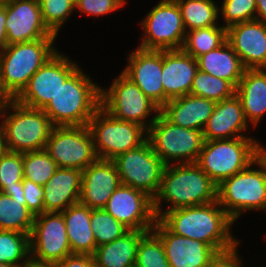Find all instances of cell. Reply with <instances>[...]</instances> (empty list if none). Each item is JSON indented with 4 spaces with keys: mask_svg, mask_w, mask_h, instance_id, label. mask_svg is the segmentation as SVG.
<instances>
[{
    "mask_svg": "<svg viewBox=\"0 0 266 267\" xmlns=\"http://www.w3.org/2000/svg\"><path fill=\"white\" fill-rule=\"evenodd\" d=\"M256 20L266 24V0H257Z\"/></svg>",
    "mask_w": 266,
    "mask_h": 267,
    "instance_id": "46",
    "label": "cell"
},
{
    "mask_svg": "<svg viewBox=\"0 0 266 267\" xmlns=\"http://www.w3.org/2000/svg\"><path fill=\"white\" fill-rule=\"evenodd\" d=\"M78 68V64L57 51L34 73L15 100L30 108L44 109Z\"/></svg>",
    "mask_w": 266,
    "mask_h": 267,
    "instance_id": "14",
    "label": "cell"
},
{
    "mask_svg": "<svg viewBox=\"0 0 266 267\" xmlns=\"http://www.w3.org/2000/svg\"><path fill=\"white\" fill-rule=\"evenodd\" d=\"M20 267H56L54 264L38 262L29 258L26 262H24Z\"/></svg>",
    "mask_w": 266,
    "mask_h": 267,
    "instance_id": "47",
    "label": "cell"
},
{
    "mask_svg": "<svg viewBox=\"0 0 266 267\" xmlns=\"http://www.w3.org/2000/svg\"><path fill=\"white\" fill-rule=\"evenodd\" d=\"M120 184L114 162L98 159L82 171L79 203L90 209H103Z\"/></svg>",
    "mask_w": 266,
    "mask_h": 267,
    "instance_id": "21",
    "label": "cell"
},
{
    "mask_svg": "<svg viewBox=\"0 0 266 267\" xmlns=\"http://www.w3.org/2000/svg\"><path fill=\"white\" fill-rule=\"evenodd\" d=\"M125 0H75V9L89 15H105L118 10Z\"/></svg>",
    "mask_w": 266,
    "mask_h": 267,
    "instance_id": "41",
    "label": "cell"
},
{
    "mask_svg": "<svg viewBox=\"0 0 266 267\" xmlns=\"http://www.w3.org/2000/svg\"><path fill=\"white\" fill-rule=\"evenodd\" d=\"M45 150L61 168L83 171L99 159L88 125L54 126Z\"/></svg>",
    "mask_w": 266,
    "mask_h": 267,
    "instance_id": "11",
    "label": "cell"
},
{
    "mask_svg": "<svg viewBox=\"0 0 266 267\" xmlns=\"http://www.w3.org/2000/svg\"><path fill=\"white\" fill-rule=\"evenodd\" d=\"M147 139L166 166L174 160L178 164L196 163L204 143L201 130L174 125L160 112L148 129Z\"/></svg>",
    "mask_w": 266,
    "mask_h": 267,
    "instance_id": "8",
    "label": "cell"
},
{
    "mask_svg": "<svg viewBox=\"0 0 266 267\" xmlns=\"http://www.w3.org/2000/svg\"><path fill=\"white\" fill-rule=\"evenodd\" d=\"M103 209L129 230L152 231L157 220L153 198L124 184L118 186Z\"/></svg>",
    "mask_w": 266,
    "mask_h": 267,
    "instance_id": "16",
    "label": "cell"
},
{
    "mask_svg": "<svg viewBox=\"0 0 266 267\" xmlns=\"http://www.w3.org/2000/svg\"><path fill=\"white\" fill-rule=\"evenodd\" d=\"M146 231L129 230L122 237L96 247L95 267H133L137 248Z\"/></svg>",
    "mask_w": 266,
    "mask_h": 267,
    "instance_id": "29",
    "label": "cell"
},
{
    "mask_svg": "<svg viewBox=\"0 0 266 267\" xmlns=\"http://www.w3.org/2000/svg\"><path fill=\"white\" fill-rule=\"evenodd\" d=\"M162 68L163 50L138 47L129 54L128 65L122 71L160 109L164 106Z\"/></svg>",
    "mask_w": 266,
    "mask_h": 267,
    "instance_id": "19",
    "label": "cell"
},
{
    "mask_svg": "<svg viewBox=\"0 0 266 267\" xmlns=\"http://www.w3.org/2000/svg\"><path fill=\"white\" fill-rule=\"evenodd\" d=\"M237 246L223 253H218L217 256L210 262L208 267H242L239 253H237Z\"/></svg>",
    "mask_w": 266,
    "mask_h": 267,
    "instance_id": "43",
    "label": "cell"
},
{
    "mask_svg": "<svg viewBox=\"0 0 266 267\" xmlns=\"http://www.w3.org/2000/svg\"><path fill=\"white\" fill-rule=\"evenodd\" d=\"M90 222L96 246L112 242L129 231L104 209H91Z\"/></svg>",
    "mask_w": 266,
    "mask_h": 267,
    "instance_id": "37",
    "label": "cell"
},
{
    "mask_svg": "<svg viewBox=\"0 0 266 267\" xmlns=\"http://www.w3.org/2000/svg\"><path fill=\"white\" fill-rule=\"evenodd\" d=\"M227 40V29L221 26L198 28L186 32L182 50L195 59L218 48Z\"/></svg>",
    "mask_w": 266,
    "mask_h": 267,
    "instance_id": "32",
    "label": "cell"
},
{
    "mask_svg": "<svg viewBox=\"0 0 266 267\" xmlns=\"http://www.w3.org/2000/svg\"><path fill=\"white\" fill-rule=\"evenodd\" d=\"M23 178V153L6 150L0 157V192H21Z\"/></svg>",
    "mask_w": 266,
    "mask_h": 267,
    "instance_id": "35",
    "label": "cell"
},
{
    "mask_svg": "<svg viewBox=\"0 0 266 267\" xmlns=\"http://www.w3.org/2000/svg\"><path fill=\"white\" fill-rule=\"evenodd\" d=\"M30 258L56 265L72 254L61 212H43L34 217L29 235Z\"/></svg>",
    "mask_w": 266,
    "mask_h": 267,
    "instance_id": "15",
    "label": "cell"
},
{
    "mask_svg": "<svg viewBox=\"0 0 266 267\" xmlns=\"http://www.w3.org/2000/svg\"><path fill=\"white\" fill-rule=\"evenodd\" d=\"M56 39H37L7 45L0 51V86L9 99H15L34 73L58 50Z\"/></svg>",
    "mask_w": 266,
    "mask_h": 267,
    "instance_id": "4",
    "label": "cell"
},
{
    "mask_svg": "<svg viewBox=\"0 0 266 267\" xmlns=\"http://www.w3.org/2000/svg\"><path fill=\"white\" fill-rule=\"evenodd\" d=\"M39 4L44 24L58 36L60 28L75 10V0H42Z\"/></svg>",
    "mask_w": 266,
    "mask_h": 267,
    "instance_id": "39",
    "label": "cell"
},
{
    "mask_svg": "<svg viewBox=\"0 0 266 267\" xmlns=\"http://www.w3.org/2000/svg\"><path fill=\"white\" fill-rule=\"evenodd\" d=\"M216 102L193 94L169 100L160 113L172 124L203 131Z\"/></svg>",
    "mask_w": 266,
    "mask_h": 267,
    "instance_id": "24",
    "label": "cell"
},
{
    "mask_svg": "<svg viewBox=\"0 0 266 267\" xmlns=\"http://www.w3.org/2000/svg\"><path fill=\"white\" fill-rule=\"evenodd\" d=\"M227 41L245 69H266V24L246 21L227 28Z\"/></svg>",
    "mask_w": 266,
    "mask_h": 267,
    "instance_id": "20",
    "label": "cell"
},
{
    "mask_svg": "<svg viewBox=\"0 0 266 267\" xmlns=\"http://www.w3.org/2000/svg\"><path fill=\"white\" fill-rule=\"evenodd\" d=\"M101 87L79 67L43 111L53 126H85L101 107Z\"/></svg>",
    "mask_w": 266,
    "mask_h": 267,
    "instance_id": "3",
    "label": "cell"
},
{
    "mask_svg": "<svg viewBox=\"0 0 266 267\" xmlns=\"http://www.w3.org/2000/svg\"><path fill=\"white\" fill-rule=\"evenodd\" d=\"M82 171L58 167L43 186L44 212H62L79 203Z\"/></svg>",
    "mask_w": 266,
    "mask_h": 267,
    "instance_id": "25",
    "label": "cell"
},
{
    "mask_svg": "<svg viewBox=\"0 0 266 267\" xmlns=\"http://www.w3.org/2000/svg\"><path fill=\"white\" fill-rule=\"evenodd\" d=\"M257 0H224L221 6V13L224 28L232 25L256 20Z\"/></svg>",
    "mask_w": 266,
    "mask_h": 267,
    "instance_id": "40",
    "label": "cell"
},
{
    "mask_svg": "<svg viewBox=\"0 0 266 267\" xmlns=\"http://www.w3.org/2000/svg\"><path fill=\"white\" fill-rule=\"evenodd\" d=\"M159 220L172 233L202 241L218 253L230 251L239 243L231 234L230 227L234 221L218 201L172 209L165 212Z\"/></svg>",
    "mask_w": 266,
    "mask_h": 267,
    "instance_id": "1",
    "label": "cell"
},
{
    "mask_svg": "<svg viewBox=\"0 0 266 267\" xmlns=\"http://www.w3.org/2000/svg\"><path fill=\"white\" fill-rule=\"evenodd\" d=\"M198 70L229 81L235 88L245 67L226 40L221 46L196 58Z\"/></svg>",
    "mask_w": 266,
    "mask_h": 267,
    "instance_id": "28",
    "label": "cell"
},
{
    "mask_svg": "<svg viewBox=\"0 0 266 267\" xmlns=\"http://www.w3.org/2000/svg\"><path fill=\"white\" fill-rule=\"evenodd\" d=\"M10 99L6 96V94L2 91L0 86V109L9 101Z\"/></svg>",
    "mask_w": 266,
    "mask_h": 267,
    "instance_id": "49",
    "label": "cell"
},
{
    "mask_svg": "<svg viewBox=\"0 0 266 267\" xmlns=\"http://www.w3.org/2000/svg\"><path fill=\"white\" fill-rule=\"evenodd\" d=\"M173 164L165 166L159 191L153 198L157 219L172 209L217 201V184L196 163ZM162 200L171 204L163 211Z\"/></svg>",
    "mask_w": 266,
    "mask_h": 267,
    "instance_id": "2",
    "label": "cell"
},
{
    "mask_svg": "<svg viewBox=\"0 0 266 267\" xmlns=\"http://www.w3.org/2000/svg\"><path fill=\"white\" fill-rule=\"evenodd\" d=\"M248 124L241 100L234 94L228 99L216 102L212 115L202 131L203 138L220 140L247 137L242 132H246Z\"/></svg>",
    "mask_w": 266,
    "mask_h": 267,
    "instance_id": "23",
    "label": "cell"
},
{
    "mask_svg": "<svg viewBox=\"0 0 266 267\" xmlns=\"http://www.w3.org/2000/svg\"><path fill=\"white\" fill-rule=\"evenodd\" d=\"M88 126L97 156L102 160H113L119 154L140 146L148 137V130L142 125L113 118L101 107Z\"/></svg>",
    "mask_w": 266,
    "mask_h": 267,
    "instance_id": "9",
    "label": "cell"
},
{
    "mask_svg": "<svg viewBox=\"0 0 266 267\" xmlns=\"http://www.w3.org/2000/svg\"><path fill=\"white\" fill-rule=\"evenodd\" d=\"M121 184L142 190L154 198L160 188L165 164L147 139L140 146L121 153L112 160Z\"/></svg>",
    "mask_w": 266,
    "mask_h": 267,
    "instance_id": "13",
    "label": "cell"
},
{
    "mask_svg": "<svg viewBox=\"0 0 266 267\" xmlns=\"http://www.w3.org/2000/svg\"><path fill=\"white\" fill-rule=\"evenodd\" d=\"M5 23L6 0H0V51H2L8 45Z\"/></svg>",
    "mask_w": 266,
    "mask_h": 267,
    "instance_id": "45",
    "label": "cell"
},
{
    "mask_svg": "<svg viewBox=\"0 0 266 267\" xmlns=\"http://www.w3.org/2000/svg\"><path fill=\"white\" fill-rule=\"evenodd\" d=\"M55 161L44 150L23 153L24 178L44 186L57 169Z\"/></svg>",
    "mask_w": 266,
    "mask_h": 267,
    "instance_id": "36",
    "label": "cell"
},
{
    "mask_svg": "<svg viewBox=\"0 0 266 267\" xmlns=\"http://www.w3.org/2000/svg\"><path fill=\"white\" fill-rule=\"evenodd\" d=\"M261 154L254 138L204 140L196 164L217 184L243 171Z\"/></svg>",
    "mask_w": 266,
    "mask_h": 267,
    "instance_id": "7",
    "label": "cell"
},
{
    "mask_svg": "<svg viewBox=\"0 0 266 267\" xmlns=\"http://www.w3.org/2000/svg\"><path fill=\"white\" fill-rule=\"evenodd\" d=\"M7 43L56 39L44 24L37 0H6Z\"/></svg>",
    "mask_w": 266,
    "mask_h": 267,
    "instance_id": "17",
    "label": "cell"
},
{
    "mask_svg": "<svg viewBox=\"0 0 266 267\" xmlns=\"http://www.w3.org/2000/svg\"><path fill=\"white\" fill-rule=\"evenodd\" d=\"M100 101L101 108L113 118L142 125L147 130L160 112V108L123 73L115 78L109 89L101 87ZM154 112L148 122L146 118Z\"/></svg>",
    "mask_w": 266,
    "mask_h": 267,
    "instance_id": "10",
    "label": "cell"
},
{
    "mask_svg": "<svg viewBox=\"0 0 266 267\" xmlns=\"http://www.w3.org/2000/svg\"><path fill=\"white\" fill-rule=\"evenodd\" d=\"M61 213L64 217L72 254L93 256L97 246L91 229V209L88 206L76 203Z\"/></svg>",
    "mask_w": 266,
    "mask_h": 267,
    "instance_id": "27",
    "label": "cell"
},
{
    "mask_svg": "<svg viewBox=\"0 0 266 267\" xmlns=\"http://www.w3.org/2000/svg\"><path fill=\"white\" fill-rule=\"evenodd\" d=\"M22 194L27 208L36 216L44 212V189L30 180L23 178Z\"/></svg>",
    "mask_w": 266,
    "mask_h": 267,
    "instance_id": "42",
    "label": "cell"
},
{
    "mask_svg": "<svg viewBox=\"0 0 266 267\" xmlns=\"http://www.w3.org/2000/svg\"><path fill=\"white\" fill-rule=\"evenodd\" d=\"M136 267H171L167 261L160 238L153 232H147L137 248Z\"/></svg>",
    "mask_w": 266,
    "mask_h": 267,
    "instance_id": "38",
    "label": "cell"
},
{
    "mask_svg": "<svg viewBox=\"0 0 266 267\" xmlns=\"http://www.w3.org/2000/svg\"><path fill=\"white\" fill-rule=\"evenodd\" d=\"M259 169H253V165ZM217 201L235 222L247 210L266 211V158L260 154L243 171L217 186Z\"/></svg>",
    "mask_w": 266,
    "mask_h": 267,
    "instance_id": "6",
    "label": "cell"
},
{
    "mask_svg": "<svg viewBox=\"0 0 266 267\" xmlns=\"http://www.w3.org/2000/svg\"><path fill=\"white\" fill-rule=\"evenodd\" d=\"M236 88L227 80L214 77L211 74L197 71L193 79L190 94L200 96L215 102L232 97Z\"/></svg>",
    "mask_w": 266,
    "mask_h": 267,
    "instance_id": "34",
    "label": "cell"
},
{
    "mask_svg": "<svg viewBox=\"0 0 266 267\" xmlns=\"http://www.w3.org/2000/svg\"><path fill=\"white\" fill-rule=\"evenodd\" d=\"M56 267H95L94 258L87 254H70L62 261L58 262Z\"/></svg>",
    "mask_w": 266,
    "mask_h": 267,
    "instance_id": "44",
    "label": "cell"
},
{
    "mask_svg": "<svg viewBox=\"0 0 266 267\" xmlns=\"http://www.w3.org/2000/svg\"><path fill=\"white\" fill-rule=\"evenodd\" d=\"M261 154L266 158V148L261 145Z\"/></svg>",
    "mask_w": 266,
    "mask_h": 267,
    "instance_id": "50",
    "label": "cell"
},
{
    "mask_svg": "<svg viewBox=\"0 0 266 267\" xmlns=\"http://www.w3.org/2000/svg\"><path fill=\"white\" fill-rule=\"evenodd\" d=\"M13 113L6 116L7 111ZM3 139L7 151L25 153L44 150L52 128L43 109H35L10 99L1 109Z\"/></svg>",
    "mask_w": 266,
    "mask_h": 267,
    "instance_id": "5",
    "label": "cell"
},
{
    "mask_svg": "<svg viewBox=\"0 0 266 267\" xmlns=\"http://www.w3.org/2000/svg\"><path fill=\"white\" fill-rule=\"evenodd\" d=\"M152 231L160 238L171 267H208L218 254L202 241L172 233L159 219Z\"/></svg>",
    "mask_w": 266,
    "mask_h": 267,
    "instance_id": "18",
    "label": "cell"
},
{
    "mask_svg": "<svg viewBox=\"0 0 266 267\" xmlns=\"http://www.w3.org/2000/svg\"><path fill=\"white\" fill-rule=\"evenodd\" d=\"M5 151L6 149H5L4 139H3V130H2V125L0 123V157Z\"/></svg>",
    "mask_w": 266,
    "mask_h": 267,
    "instance_id": "48",
    "label": "cell"
},
{
    "mask_svg": "<svg viewBox=\"0 0 266 267\" xmlns=\"http://www.w3.org/2000/svg\"><path fill=\"white\" fill-rule=\"evenodd\" d=\"M180 7L186 32L198 28L219 26L220 7L213 0H175Z\"/></svg>",
    "mask_w": 266,
    "mask_h": 267,
    "instance_id": "31",
    "label": "cell"
},
{
    "mask_svg": "<svg viewBox=\"0 0 266 267\" xmlns=\"http://www.w3.org/2000/svg\"><path fill=\"white\" fill-rule=\"evenodd\" d=\"M0 267H18V266L5 264V263H0Z\"/></svg>",
    "mask_w": 266,
    "mask_h": 267,
    "instance_id": "51",
    "label": "cell"
},
{
    "mask_svg": "<svg viewBox=\"0 0 266 267\" xmlns=\"http://www.w3.org/2000/svg\"><path fill=\"white\" fill-rule=\"evenodd\" d=\"M30 258L29 235L0 230V263L20 267Z\"/></svg>",
    "mask_w": 266,
    "mask_h": 267,
    "instance_id": "33",
    "label": "cell"
},
{
    "mask_svg": "<svg viewBox=\"0 0 266 267\" xmlns=\"http://www.w3.org/2000/svg\"><path fill=\"white\" fill-rule=\"evenodd\" d=\"M35 215L27 208L22 192H0V230L30 235Z\"/></svg>",
    "mask_w": 266,
    "mask_h": 267,
    "instance_id": "30",
    "label": "cell"
},
{
    "mask_svg": "<svg viewBox=\"0 0 266 267\" xmlns=\"http://www.w3.org/2000/svg\"><path fill=\"white\" fill-rule=\"evenodd\" d=\"M198 71L196 59L180 50H163L162 85L164 105L172 99L190 94Z\"/></svg>",
    "mask_w": 266,
    "mask_h": 267,
    "instance_id": "22",
    "label": "cell"
},
{
    "mask_svg": "<svg viewBox=\"0 0 266 267\" xmlns=\"http://www.w3.org/2000/svg\"><path fill=\"white\" fill-rule=\"evenodd\" d=\"M235 94L241 100L247 122L256 127L266 113V69H245Z\"/></svg>",
    "mask_w": 266,
    "mask_h": 267,
    "instance_id": "26",
    "label": "cell"
},
{
    "mask_svg": "<svg viewBox=\"0 0 266 267\" xmlns=\"http://www.w3.org/2000/svg\"><path fill=\"white\" fill-rule=\"evenodd\" d=\"M144 34L138 46L145 50H180L186 30L175 0H160L141 21ZM145 35V36H144Z\"/></svg>",
    "mask_w": 266,
    "mask_h": 267,
    "instance_id": "12",
    "label": "cell"
}]
</instances>
